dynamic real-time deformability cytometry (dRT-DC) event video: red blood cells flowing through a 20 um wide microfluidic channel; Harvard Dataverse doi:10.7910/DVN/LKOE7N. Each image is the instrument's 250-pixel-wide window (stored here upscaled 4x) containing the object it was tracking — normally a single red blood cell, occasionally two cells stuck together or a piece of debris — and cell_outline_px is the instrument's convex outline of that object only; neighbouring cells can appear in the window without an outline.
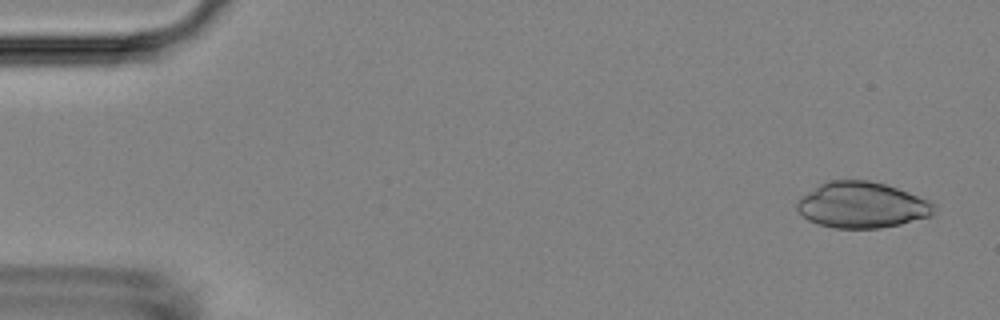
{"species": "Egyptian fruit bat (a non-hibernating species)", "species_latin": "Rousettus aegyptiacus", "temperature_condition": "room temperature", "stored_images_in_passage": 53, "camera_frame_rate_fps": 3000, "um_per_image_px": 0.085, "animal": {"sex": "female"}, "frame": {"image": 1, "passage_image": 2, "time_ms": 0.333, "image_size_px": [1000, 320], "cell_outline_px": [[936, 208], [932, 216], [900, 224], [880, 228], [832, 228], [808, 220], [796, 208], [796, 204], [800, 196], [820, 184], [828, 180], [868, 180], [884, 184], [908, 192], [936, 204]], "centroid_in_image_um": [73.26, 17.43], "position_along_channel_um": 11.7, "area_um2": 36.65}}